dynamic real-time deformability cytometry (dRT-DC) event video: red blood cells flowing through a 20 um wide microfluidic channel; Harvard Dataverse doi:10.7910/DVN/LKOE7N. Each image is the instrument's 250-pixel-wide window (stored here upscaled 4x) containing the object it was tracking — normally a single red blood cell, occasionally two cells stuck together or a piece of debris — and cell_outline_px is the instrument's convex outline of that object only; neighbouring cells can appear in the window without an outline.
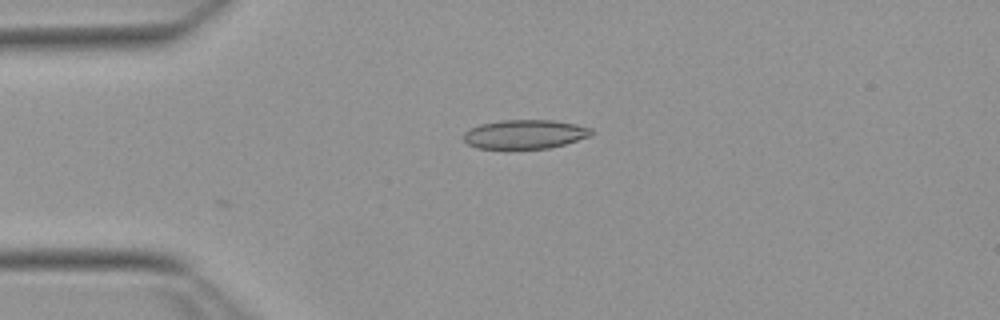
{"species": "Egyptian fruit bat (a non-hibernating species)", "species_latin": "Rousettus aegyptiacus", "temperature_condition": "warm", "stored_images_in_passage": 41, "camera_frame_rate_fps": 3000, "um_per_image_px": 0.085, "animal": {"sex": "female"}, "frame": {"image": 1, "passage_image": 1, "time_ms": 0.0, "image_size_px": [1000, 320], "cell_outline_px": [[592, 136], [564, 144], [548, 148], [476, 148], [468, 144], [464, 140], [464, 132], [480, 124], [500, 120], [552, 120], [576, 124], [592, 128]], "centroid_in_image_um": [44.63, 11.4], "position_along_channel_um": 40.4, "area_um2": 21.5}}
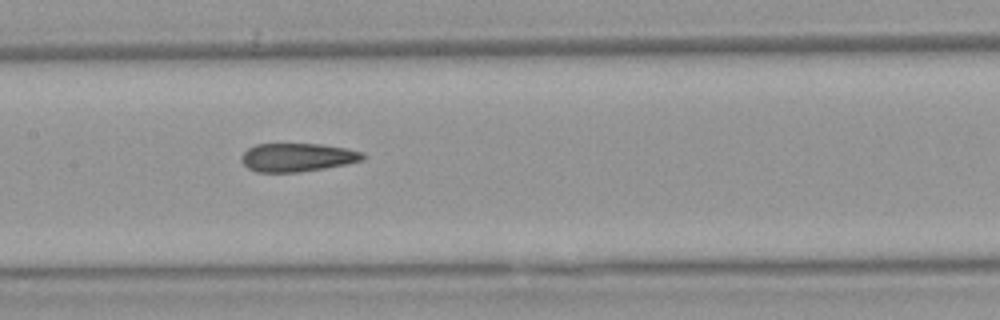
{"frame": {"image": 2, "passage_image": 14, "time_ms": 4.333, "image_size_px": [1000, 320], "cell_outline_px": [[364, 160], [324, 168], [296, 172], [256, 172], [248, 168], [240, 160], [240, 156], [248, 148], [256, 144], [324, 144], [364, 152]], "centroid_in_image_um": [25.25, 13.37], "position_along_channel_um": 182.2, "area_um2": 20.06}}
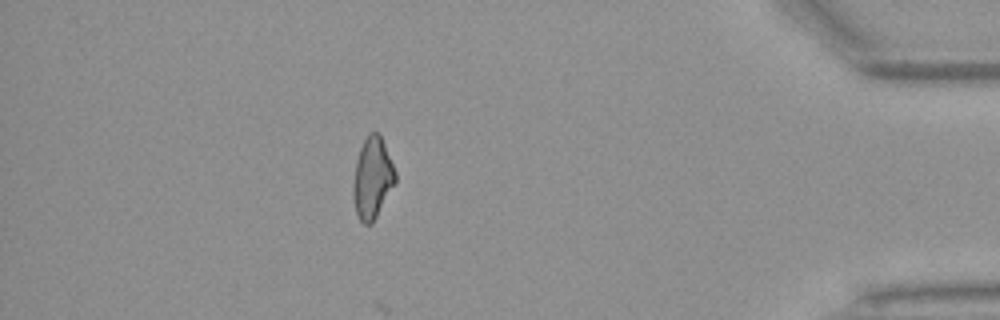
{"frame": {"image": 3, "passage_image": 35, "time_ms": 11.333, "image_size_px": [1000, 320], "cell_outline_px": [[396, 180], [372, 224], [364, 224], [360, 220], [356, 212], [352, 196], [352, 184], [356, 160], [360, 148], [368, 132], [380, 132], [396, 172]], "centroid_in_image_um": [31.63, 15.1], "position_along_channel_um": 403.6, "area_um2": 20.0}, "authors_computed_cell_mechanics": {"area_um2": 20.4612, "velocity_mm_per_s": 3.8504, "shape_relaxation_time_tau1_ms": null, "shape_relaxation_time_tau2_ms": 2.6956, "deformation_change_tau1": null, "deformation_change_tau2": 0.0979}}